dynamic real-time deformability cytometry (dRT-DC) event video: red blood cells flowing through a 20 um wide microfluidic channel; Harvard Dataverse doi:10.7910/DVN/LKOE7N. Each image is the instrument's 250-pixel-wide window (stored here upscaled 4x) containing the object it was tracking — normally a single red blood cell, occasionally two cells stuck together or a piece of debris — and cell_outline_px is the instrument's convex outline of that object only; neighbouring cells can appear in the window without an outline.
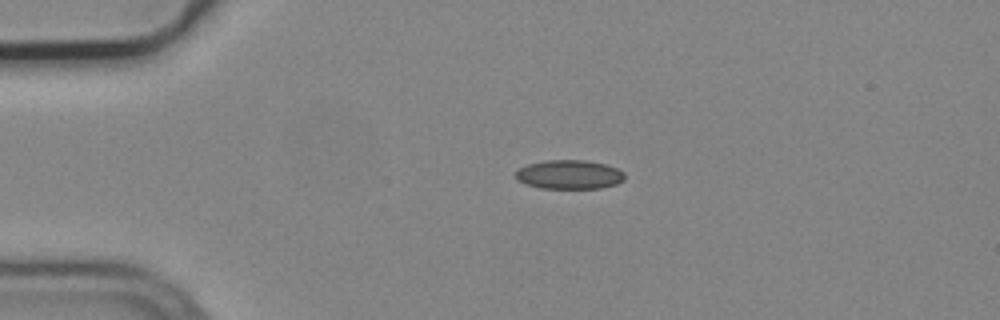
{"species": "common noctule bat (a hibernating species)", "species_latin": "Nyctalus noctula", "temperature_condition": "cold", "stored_images_in_passage": 2, "camera_frame_rate_fps": 3000, "um_per_image_px": 0.085, "animal": {"sex": "male", "body_mass_g": 19.2, "forearm_length_mm": 51.8}, "frame": {"image": 1, "passage_image": 1, "time_ms": 0.0, "image_size_px": [1000, 320], "cell_outline_px": [[624, 180], [616, 184], [600, 188], [540, 188], [524, 184], [516, 180], [516, 168], [528, 164], [548, 160], [584, 160], [608, 164], [624, 172]], "centroid_in_image_um": [48.36, 14.83], "position_along_channel_um": 36.6, "area_um2": 18.61}}